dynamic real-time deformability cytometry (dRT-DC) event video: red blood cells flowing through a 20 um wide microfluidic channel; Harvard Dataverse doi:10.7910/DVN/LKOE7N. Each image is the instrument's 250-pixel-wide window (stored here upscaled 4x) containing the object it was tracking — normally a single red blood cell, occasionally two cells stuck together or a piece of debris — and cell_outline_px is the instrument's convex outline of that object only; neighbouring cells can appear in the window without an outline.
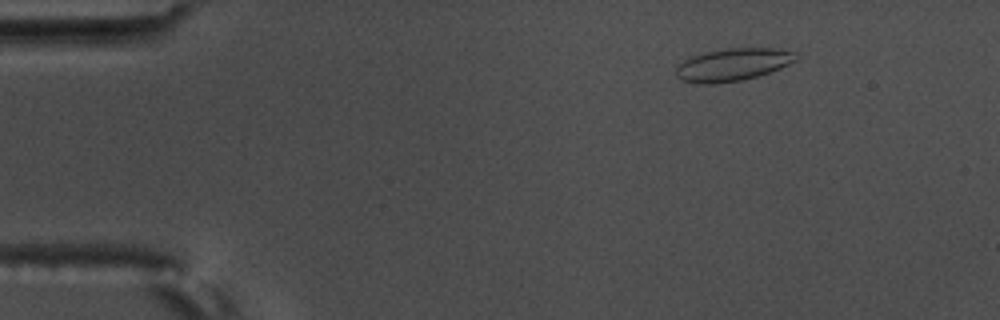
{"species": "common noctule bat (a hibernating species)", "species_latin": "Nyctalus noctula", "temperature_condition": "warm", "stored_images_in_passage": 3, "camera_frame_rate_fps": 3000, "um_per_image_px": 0.085, "animal": {"sex": "male", "body_mass_g": 17.5, "forearm_length_mm": 52.3}, "frame": {"image": 1, "passage_image": 1, "time_ms": 0.0, "image_size_px": [1000, 320], "cell_outline_px": [[800, 56], [796, 60], [780, 68], [744, 80], [712, 84], [700, 84], [680, 80], [676, 76], [676, 68], [684, 60], [692, 56], [708, 52], [728, 48], [780, 48], [796, 52]], "centroid_in_image_um": [62.31, 5.49], "position_along_channel_um": 22.7, "area_um2": 22.77}}